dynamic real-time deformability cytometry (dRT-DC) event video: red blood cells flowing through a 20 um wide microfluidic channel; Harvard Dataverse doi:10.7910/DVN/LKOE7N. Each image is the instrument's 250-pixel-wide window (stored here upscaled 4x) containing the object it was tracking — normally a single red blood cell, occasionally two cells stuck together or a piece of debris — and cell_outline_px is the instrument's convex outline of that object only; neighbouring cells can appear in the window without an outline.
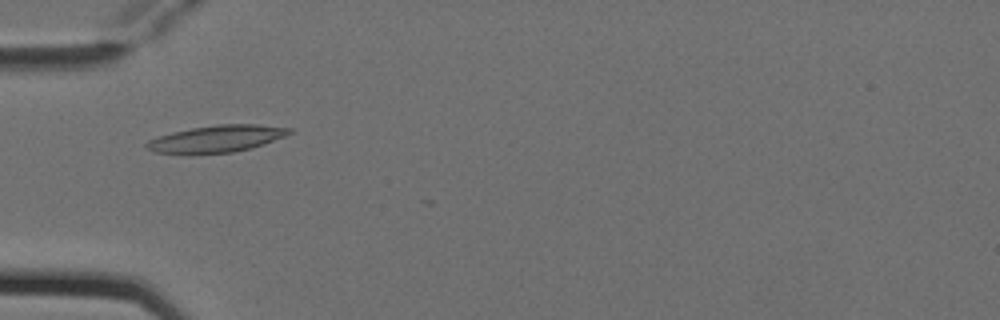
{"species": "Egyptian fruit bat (a non-hibernating species)", "species_latin": "Rousettus aegyptiacus", "temperature_condition": "cold", "stored_images_in_passage": 7, "camera_frame_rate_fps": 3000, "um_per_image_px": 0.085, "animal": {"sex": "female"}, "frame": {"image": 1, "passage_image": 5, "time_ms": 1.333, "image_size_px": [1000, 320], "cell_outline_px": [[292, 132], [284, 136], [252, 148], [232, 152], [192, 156], [188, 156], [156, 152], [144, 148], [144, 144], [148, 140], [172, 132], [192, 128], [216, 124], [256, 124], [292, 128]], "centroid_in_image_um": [18.33, 11.83], "position_along_channel_um": 66.7, "area_um2": 22.95}}
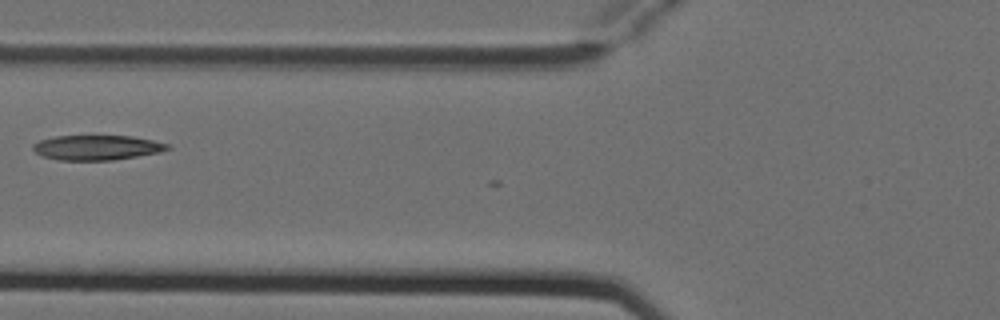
{"frame": {"image": 2, "passage_image": 6, "time_ms": 1.667, "image_size_px": [1000, 320], "cell_outline_px": [[172, 148], [160, 152], [112, 160], [60, 160], [44, 156], [36, 152], [32, 148], [32, 144], [40, 140], [56, 136], [132, 136], [152, 140], [168, 144]], "centroid_in_image_um": [8.24, 12.54], "position_along_channel_um": 117.6, "area_um2": 19.31}}